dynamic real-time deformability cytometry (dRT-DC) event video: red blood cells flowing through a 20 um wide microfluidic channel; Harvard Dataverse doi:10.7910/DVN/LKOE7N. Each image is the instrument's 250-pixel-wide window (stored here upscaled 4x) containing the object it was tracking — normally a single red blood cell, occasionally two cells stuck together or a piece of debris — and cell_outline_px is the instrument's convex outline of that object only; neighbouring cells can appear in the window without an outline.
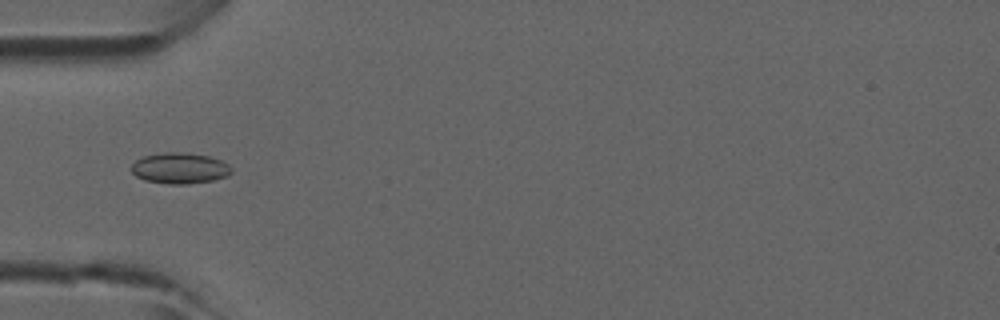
{"species": "common noctule bat (a hibernating species)", "species_latin": "Nyctalus noctula", "temperature_condition": "room temperature", "stored_images_in_passage": 1, "camera_frame_rate_fps": 3000, "um_per_image_px": 0.085, "animal": {"sex": "male", "forearm_length_mm": 52.5}, "frame": {"image": 1, "passage_image": 1, "time_ms": 0.0, "image_size_px": [1000, 320], "cell_outline_px": [[232, 172], [228, 176], [212, 180], [188, 184], [168, 184], [144, 180], [136, 176], [132, 172], [132, 164], [136, 160], [144, 156], [164, 152], [176, 152], [208, 156], [220, 160], [228, 164], [232, 168]], "centroid_in_image_um": [15.28, 14.31], "position_along_channel_um": 69.7, "area_um2": 17.92}}